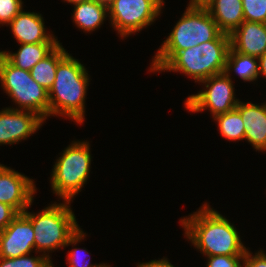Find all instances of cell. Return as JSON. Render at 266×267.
<instances>
[{
    "mask_svg": "<svg viewBox=\"0 0 266 267\" xmlns=\"http://www.w3.org/2000/svg\"><path fill=\"white\" fill-rule=\"evenodd\" d=\"M186 239L205 256L245 255L239 232L225 217L205 203L195 213L183 217Z\"/></svg>",
    "mask_w": 266,
    "mask_h": 267,
    "instance_id": "1",
    "label": "cell"
},
{
    "mask_svg": "<svg viewBox=\"0 0 266 267\" xmlns=\"http://www.w3.org/2000/svg\"><path fill=\"white\" fill-rule=\"evenodd\" d=\"M89 79L85 66L67 53L58 62L54 83L48 91L49 117L65 116L83 124Z\"/></svg>",
    "mask_w": 266,
    "mask_h": 267,
    "instance_id": "2",
    "label": "cell"
},
{
    "mask_svg": "<svg viewBox=\"0 0 266 267\" xmlns=\"http://www.w3.org/2000/svg\"><path fill=\"white\" fill-rule=\"evenodd\" d=\"M62 202L64 203L50 204L37 214L28 212L27 209L23 212L32 224L35 252H43L48 260L51 259L49 252L69 245L75 246L86 237L76 221L70 207L71 202Z\"/></svg>",
    "mask_w": 266,
    "mask_h": 267,
    "instance_id": "3",
    "label": "cell"
},
{
    "mask_svg": "<svg viewBox=\"0 0 266 267\" xmlns=\"http://www.w3.org/2000/svg\"><path fill=\"white\" fill-rule=\"evenodd\" d=\"M220 33L221 31L207 9L186 7L182 17L154 55L151 67H149L150 72H158L176 52L212 41Z\"/></svg>",
    "mask_w": 266,
    "mask_h": 267,
    "instance_id": "4",
    "label": "cell"
},
{
    "mask_svg": "<svg viewBox=\"0 0 266 267\" xmlns=\"http://www.w3.org/2000/svg\"><path fill=\"white\" fill-rule=\"evenodd\" d=\"M230 36L220 33L214 40L176 52L159 70L181 72L195 82L225 71Z\"/></svg>",
    "mask_w": 266,
    "mask_h": 267,
    "instance_id": "5",
    "label": "cell"
},
{
    "mask_svg": "<svg viewBox=\"0 0 266 267\" xmlns=\"http://www.w3.org/2000/svg\"><path fill=\"white\" fill-rule=\"evenodd\" d=\"M72 142L56 160L50 178L54 194L70 202L86 184L92 159L89 142Z\"/></svg>",
    "mask_w": 266,
    "mask_h": 267,
    "instance_id": "6",
    "label": "cell"
},
{
    "mask_svg": "<svg viewBox=\"0 0 266 267\" xmlns=\"http://www.w3.org/2000/svg\"><path fill=\"white\" fill-rule=\"evenodd\" d=\"M0 83L5 93L18 105L11 109L35 112L46 121L49 117L48 90L32 78L30 71L12 65L1 53Z\"/></svg>",
    "mask_w": 266,
    "mask_h": 267,
    "instance_id": "7",
    "label": "cell"
},
{
    "mask_svg": "<svg viewBox=\"0 0 266 267\" xmlns=\"http://www.w3.org/2000/svg\"><path fill=\"white\" fill-rule=\"evenodd\" d=\"M162 7L159 0H113L108 15L114 30L125 38L153 24Z\"/></svg>",
    "mask_w": 266,
    "mask_h": 267,
    "instance_id": "8",
    "label": "cell"
},
{
    "mask_svg": "<svg viewBox=\"0 0 266 267\" xmlns=\"http://www.w3.org/2000/svg\"><path fill=\"white\" fill-rule=\"evenodd\" d=\"M200 83H203L206 89L186 98V110L198 113L208 109L214 118L237 107L240 100L235 97L234 82L230 75L219 73Z\"/></svg>",
    "mask_w": 266,
    "mask_h": 267,
    "instance_id": "9",
    "label": "cell"
},
{
    "mask_svg": "<svg viewBox=\"0 0 266 267\" xmlns=\"http://www.w3.org/2000/svg\"><path fill=\"white\" fill-rule=\"evenodd\" d=\"M36 189L33 179L0 164V202L23 213L32 205Z\"/></svg>",
    "mask_w": 266,
    "mask_h": 267,
    "instance_id": "10",
    "label": "cell"
},
{
    "mask_svg": "<svg viewBox=\"0 0 266 267\" xmlns=\"http://www.w3.org/2000/svg\"><path fill=\"white\" fill-rule=\"evenodd\" d=\"M37 113L28 110L4 108L0 110V145L17 144L27 140L44 123Z\"/></svg>",
    "mask_w": 266,
    "mask_h": 267,
    "instance_id": "11",
    "label": "cell"
},
{
    "mask_svg": "<svg viewBox=\"0 0 266 267\" xmlns=\"http://www.w3.org/2000/svg\"><path fill=\"white\" fill-rule=\"evenodd\" d=\"M35 250L34 231L31 221L19 213L12 222L0 232V257L17 258L31 254Z\"/></svg>",
    "mask_w": 266,
    "mask_h": 267,
    "instance_id": "12",
    "label": "cell"
},
{
    "mask_svg": "<svg viewBox=\"0 0 266 267\" xmlns=\"http://www.w3.org/2000/svg\"><path fill=\"white\" fill-rule=\"evenodd\" d=\"M42 14L23 9L8 24L20 44L60 43L53 34L46 32Z\"/></svg>",
    "mask_w": 266,
    "mask_h": 267,
    "instance_id": "13",
    "label": "cell"
},
{
    "mask_svg": "<svg viewBox=\"0 0 266 267\" xmlns=\"http://www.w3.org/2000/svg\"><path fill=\"white\" fill-rule=\"evenodd\" d=\"M229 36L238 53L259 58L266 52V23L243 21Z\"/></svg>",
    "mask_w": 266,
    "mask_h": 267,
    "instance_id": "14",
    "label": "cell"
},
{
    "mask_svg": "<svg viewBox=\"0 0 266 267\" xmlns=\"http://www.w3.org/2000/svg\"><path fill=\"white\" fill-rule=\"evenodd\" d=\"M236 109L240 112L245 137L256 151H266V103L262 105L239 101Z\"/></svg>",
    "mask_w": 266,
    "mask_h": 267,
    "instance_id": "15",
    "label": "cell"
},
{
    "mask_svg": "<svg viewBox=\"0 0 266 267\" xmlns=\"http://www.w3.org/2000/svg\"><path fill=\"white\" fill-rule=\"evenodd\" d=\"M207 11L218 29L229 35L244 21L242 0H213Z\"/></svg>",
    "mask_w": 266,
    "mask_h": 267,
    "instance_id": "16",
    "label": "cell"
},
{
    "mask_svg": "<svg viewBox=\"0 0 266 267\" xmlns=\"http://www.w3.org/2000/svg\"><path fill=\"white\" fill-rule=\"evenodd\" d=\"M60 43L20 44L16 53L1 51L0 53L14 66L30 71L33 66L49 55Z\"/></svg>",
    "mask_w": 266,
    "mask_h": 267,
    "instance_id": "17",
    "label": "cell"
},
{
    "mask_svg": "<svg viewBox=\"0 0 266 267\" xmlns=\"http://www.w3.org/2000/svg\"><path fill=\"white\" fill-rule=\"evenodd\" d=\"M108 6L95 0L74 5L73 21L84 32H92L103 24L107 18Z\"/></svg>",
    "mask_w": 266,
    "mask_h": 267,
    "instance_id": "18",
    "label": "cell"
},
{
    "mask_svg": "<svg viewBox=\"0 0 266 267\" xmlns=\"http://www.w3.org/2000/svg\"><path fill=\"white\" fill-rule=\"evenodd\" d=\"M67 53L60 43L49 55L33 66L30 70L32 78L49 91L55 80L58 62Z\"/></svg>",
    "mask_w": 266,
    "mask_h": 267,
    "instance_id": "19",
    "label": "cell"
},
{
    "mask_svg": "<svg viewBox=\"0 0 266 267\" xmlns=\"http://www.w3.org/2000/svg\"><path fill=\"white\" fill-rule=\"evenodd\" d=\"M232 71L244 82L256 81L259 78V60L256 57L238 53L230 47L224 72L230 75Z\"/></svg>",
    "mask_w": 266,
    "mask_h": 267,
    "instance_id": "20",
    "label": "cell"
},
{
    "mask_svg": "<svg viewBox=\"0 0 266 267\" xmlns=\"http://www.w3.org/2000/svg\"><path fill=\"white\" fill-rule=\"evenodd\" d=\"M217 124L222 137L227 140H243L245 127L240 112L235 108L213 118Z\"/></svg>",
    "mask_w": 266,
    "mask_h": 267,
    "instance_id": "21",
    "label": "cell"
},
{
    "mask_svg": "<svg viewBox=\"0 0 266 267\" xmlns=\"http://www.w3.org/2000/svg\"><path fill=\"white\" fill-rule=\"evenodd\" d=\"M39 255L37 257L30 256V254L17 258L0 257V267H54L51 260L43 254Z\"/></svg>",
    "mask_w": 266,
    "mask_h": 267,
    "instance_id": "22",
    "label": "cell"
},
{
    "mask_svg": "<svg viewBox=\"0 0 266 267\" xmlns=\"http://www.w3.org/2000/svg\"><path fill=\"white\" fill-rule=\"evenodd\" d=\"M244 21L266 23V0H242Z\"/></svg>",
    "mask_w": 266,
    "mask_h": 267,
    "instance_id": "23",
    "label": "cell"
},
{
    "mask_svg": "<svg viewBox=\"0 0 266 267\" xmlns=\"http://www.w3.org/2000/svg\"><path fill=\"white\" fill-rule=\"evenodd\" d=\"M23 7L22 0H0V24L8 26Z\"/></svg>",
    "mask_w": 266,
    "mask_h": 267,
    "instance_id": "24",
    "label": "cell"
},
{
    "mask_svg": "<svg viewBox=\"0 0 266 267\" xmlns=\"http://www.w3.org/2000/svg\"><path fill=\"white\" fill-rule=\"evenodd\" d=\"M208 261L206 267H243L241 261H243L244 255H215L206 256Z\"/></svg>",
    "mask_w": 266,
    "mask_h": 267,
    "instance_id": "25",
    "label": "cell"
},
{
    "mask_svg": "<svg viewBox=\"0 0 266 267\" xmlns=\"http://www.w3.org/2000/svg\"><path fill=\"white\" fill-rule=\"evenodd\" d=\"M85 255L88 256V252L86 251V249L84 248L80 249L76 247L68 252L66 263H68L69 267H100L102 265V264H95V265L91 264L90 260L88 262L87 260L85 261L84 260Z\"/></svg>",
    "mask_w": 266,
    "mask_h": 267,
    "instance_id": "26",
    "label": "cell"
},
{
    "mask_svg": "<svg viewBox=\"0 0 266 267\" xmlns=\"http://www.w3.org/2000/svg\"><path fill=\"white\" fill-rule=\"evenodd\" d=\"M242 262L243 267H266V253L259 250L253 256L247 249Z\"/></svg>",
    "mask_w": 266,
    "mask_h": 267,
    "instance_id": "27",
    "label": "cell"
},
{
    "mask_svg": "<svg viewBox=\"0 0 266 267\" xmlns=\"http://www.w3.org/2000/svg\"><path fill=\"white\" fill-rule=\"evenodd\" d=\"M19 213L10 205L0 202V232H2Z\"/></svg>",
    "mask_w": 266,
    "mask_h": 267,
    "instance_id": "28",
    "label": "cell"
},
{
    "mask_svg": "<svg viewBox=\"0 0 266 267\" xmlns=\"http://www.w3.org/2000/svg\"><path fill=\"white\" fill-rule=\"evenodd\" d=\"M137 267H174L167 258L151 260L145 263H138Z\"/></svg>",
    "mask_w": 266,
    "mask_h": 267,
    "instance_id": "29",
    "label": "cell"
},
{
    "mask_svg": "<svg viewBox=\"0 0 266 267\" xmlns=\"http://www.w3.org/2000/svg\"><path fill=\"white\" fill-rule=\"evenodd\" d=\"M213 0H190L187 8L191 9H208Z\"/></svg>",
    "mask_w": 266,
    "mask_h": 267,
    "instance_id": "30",
    "label": "cell"
},
{
    "mask_svg": "<svg viewBox=\"0 0 266 267\" xmlns=\"http://www.w3.org/2000/svg\"><path fill=\"white\" fill-rule=\"evenodd\" d=\"M259 60V75L266 78V52L258 58Z\"/></svg>",
    "mask_w": 266,
    "mask_h": 267,
    "instance_id": "31",
    "label": "cell"
},
{
    "mask_svg": "<svg viewBox=\"0 0 266 267\" xmlns=\"http://www.w3.org/2000/svg\"><path fill=\"white\" fill-rule=\"evenodd\" d=\"M87 1H90V0H64V2H68V3L73 4V5H77V4H80L82 2H87Z\"/></svg>",
    "mask_w": 266,
    "mask_h": 267,
    "instance_id": "32",
    "label": "cell"
},
{
    "mask_svg": "<svg viewBox=\"0 0 266 267\" xmlns=\"http://www.w3.org/2000/svg\"><path fill=\"white\" fill-rule=\"evenodd\" d=\"M95 1L102 3L106 6H109L113 2V0H95Z\"/></svg>",
    "mask_w": 266,
    "mask_h": 267,
    "instance_id": "33",
    "label": "cell"
},
{
    "mask_svg": "<svg viewBox=\"0 0 266 267\" xmlns=\"http://www.w3.org/2000/svg\"><path fill=\"white\" fill-rule=\"evenodd\" d=\"M100 267H110V265L102 264Z\"/></svg>",
    "mask_w": 266,
    "mask_h": 267,
    "instance_id": "34",
    "label": "cell"
}]
</instances>
